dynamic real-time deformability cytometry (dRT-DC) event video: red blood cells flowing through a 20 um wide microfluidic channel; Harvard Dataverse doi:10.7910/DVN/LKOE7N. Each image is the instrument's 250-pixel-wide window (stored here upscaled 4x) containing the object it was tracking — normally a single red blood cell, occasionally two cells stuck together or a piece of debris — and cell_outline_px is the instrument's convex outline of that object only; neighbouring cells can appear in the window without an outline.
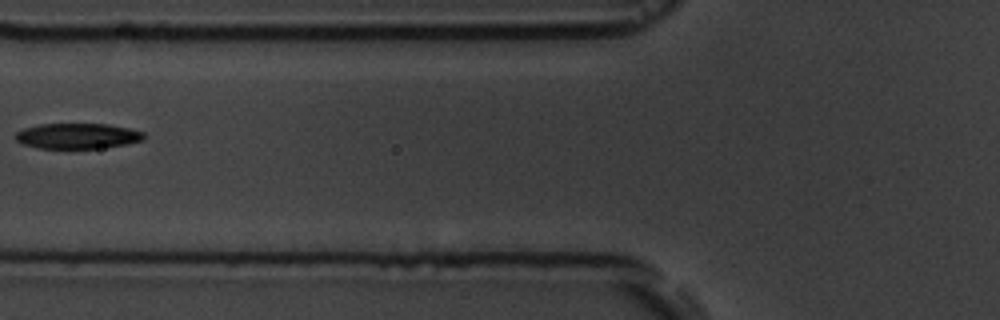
{"species": "common noctule bat (a hibernating species)", "species_latin": "Nyctalus noctula", "temperature_condition": "room temperature", "stored_images_in_passage": 4, "camera_frame_rate_fps": 3000, "um_per_image_px": 0.085, "animal": {"sex": "male", "body_mass_g": 19.5, "forearm_length_mm": 54.6}, "frame": {"image": 1, "passage_image": 3, "time_ms": 2.333, "image_size_px": [1000, 320], "cell_outline_px": [[144, 140], [124, 144], [100, 148], [40, 148], [24, 144], [16, 140], [16, 132], [24, 128], [40, 124], [108, 124], [128, 128], [144, 132]], "centroid_in_image_um": [6.59, 11.55], "position_along_channel_um": 119.2, "area_um2": 18.84}}
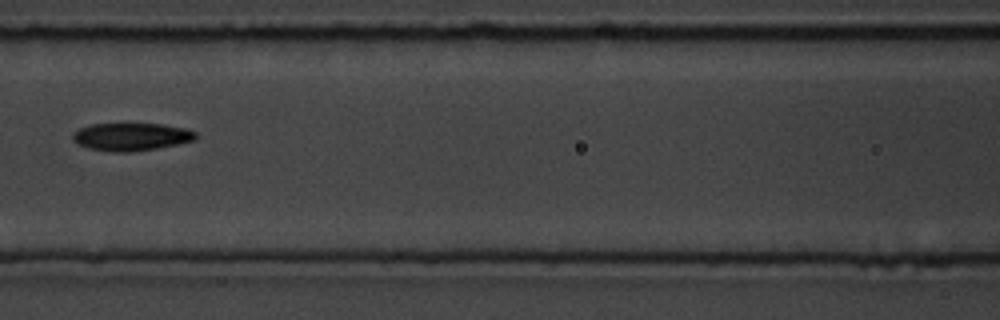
{"frame": {"image": 2, "passage_image": 4, "time_ms": 3.333, "image_size_px": [1000, 320], "cell_outline_px": [[196, 140], [180, 144], [156, 148], [128, 152], [108, 152], [88, 148], [76, 144], [72, 140], [72, 132], [80, 128], [92, 124], [160, 124], [184, 128], [196, 132]], "centroid_in_image_um": [11.12, 11.63], "position_along_channel_um": 155.5, "area_um2": 20.0}}